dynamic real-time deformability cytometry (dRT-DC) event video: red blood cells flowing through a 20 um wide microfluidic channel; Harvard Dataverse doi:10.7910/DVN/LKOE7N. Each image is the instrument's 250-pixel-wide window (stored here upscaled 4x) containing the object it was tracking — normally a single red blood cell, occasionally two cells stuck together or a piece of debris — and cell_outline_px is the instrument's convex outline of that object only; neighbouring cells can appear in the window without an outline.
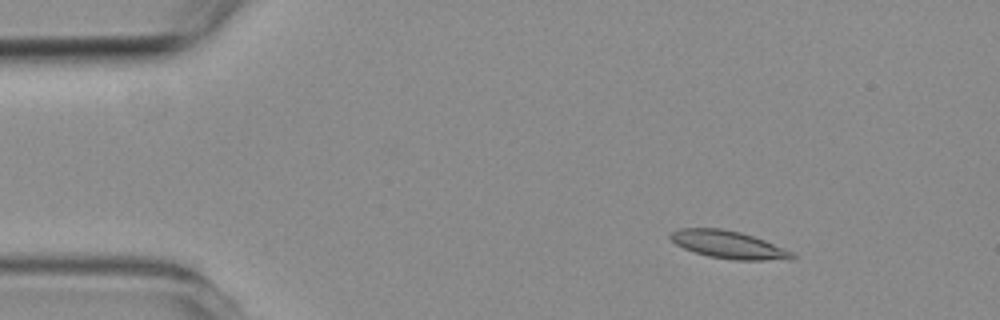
{"species": "common noctule bat (a hibernating species)", "species_latin": "Nyctalus noctula", "temperature_condition": "room temperature", "stored_images_in_passage": 3, "camera_frame_rate_fps": 3000, "um_per_image_px": 0.085, "animal": {"sex": "female", "body_mass_g": 19.3, "forearm_length_mm": 54.1}, "frame": {"image": 1, "passage_image": 1, "time_ms": 0.0, "image_size_px": [1000, 320], "cell_outline_px": [[796, 256], [792, 260], [732, 260], [708, 256], [684, 248], [676, 244], [668, 236], [672, 232], [680, 228], [720, 228], [740, 232], [764, 240], [792, 252]], "centroid_in_image_um": [61.93, 20.8], "position_along_channel_um": 23.1, "area_um2": 19.48}}
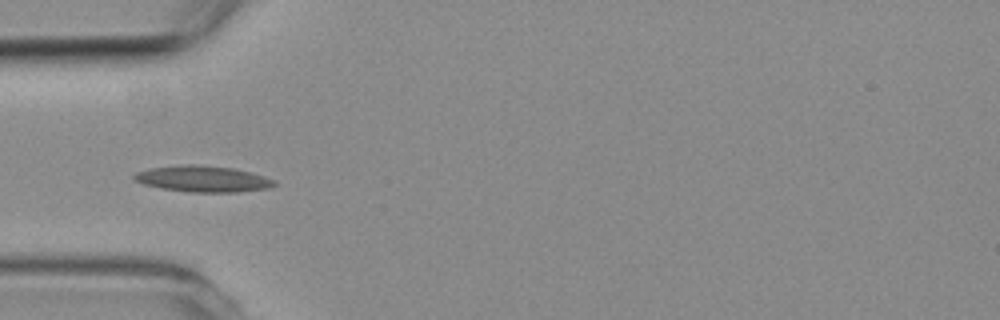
{"frame": {"image": 2, "passage_image": 3, "time_ms": 3.0, "image_size_px": [1000, 320], "cell_outline_px": [[276, 184], [268, 188], [236, 192], [188, 192], [160, 188], [144, 184], [136, 180], [132, 176], [136, 172], [152, 168], [180, 164], [200, 164], [232, 168], [264, 176], [276, 180]], "centroid_in_image_um": [17.23, 15.2], "position_along_channel_um": 67.8, "area_um2": 21.33}}